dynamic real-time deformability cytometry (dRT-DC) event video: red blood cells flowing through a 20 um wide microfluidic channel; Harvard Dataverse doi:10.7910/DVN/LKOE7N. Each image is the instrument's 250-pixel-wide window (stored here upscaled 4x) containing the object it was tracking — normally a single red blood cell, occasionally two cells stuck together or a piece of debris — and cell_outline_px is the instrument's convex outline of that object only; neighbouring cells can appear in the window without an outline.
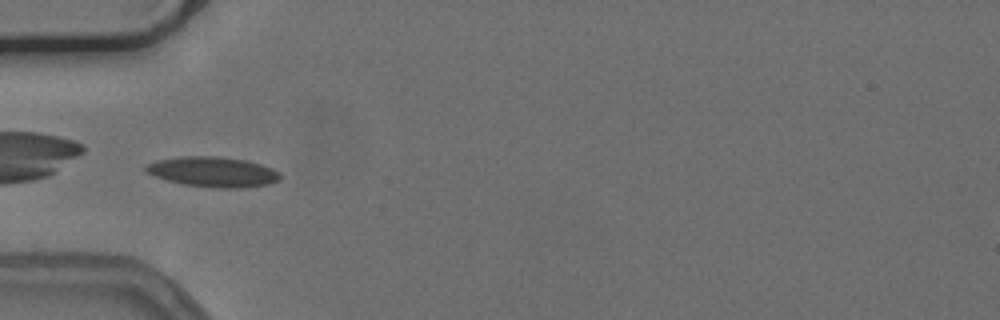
{"species": "common noctule bat (a hibernating species)", "species_latin": "Nyctalus noctula", "temperature_condition": "cold", "stored_images_in_passage": 38, "camera_frame_rate_fps": 3000, "um_per_image_px": 0.085, "animal": {"sex": "female", "body_mass_g": 24.6, "forearm_length_mm": 56.2}, "frame": {"image": 1, "passage_image": 1, "time_ms": 0.0, "image_size_px": [1000, 320], "cell_outline_px": [[280, 180], [268, 184], [240, 188], [220, 188], [184, 184], [168, 180], [156, 176], [148, 172], [144, 168], [148, 164], [156, 160], [180, 156], [220, 156], [248, 160], [272, 168], [280, 172]], "centroid_in_image_um": [18.14, 14.59], "position_along_channel_um": 66.9, "area_um2": 23.52}}
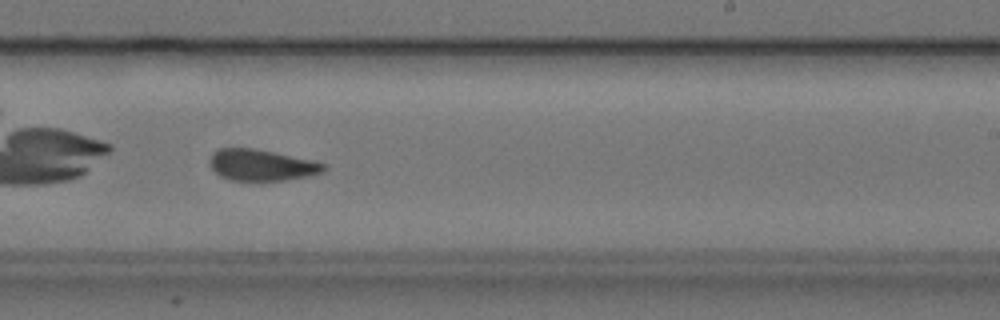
{"frame": {"image": 2, "passage_image": 17, "time_ms": 5.333, "image_size_px": [1000, 320], "cell_outline_px": [[328, 168], [324, 172], [308, 176], [284, 180], [228, 180], [220, 176], [212, 168], [208, 160], [212, 152], [220, 148], [252, 148], [312, 160], [324, 164]], "centroid_in_image_um": [22.21, 14.03], "position_along_channel_um": 266.8, "area_um2": 20.69}}
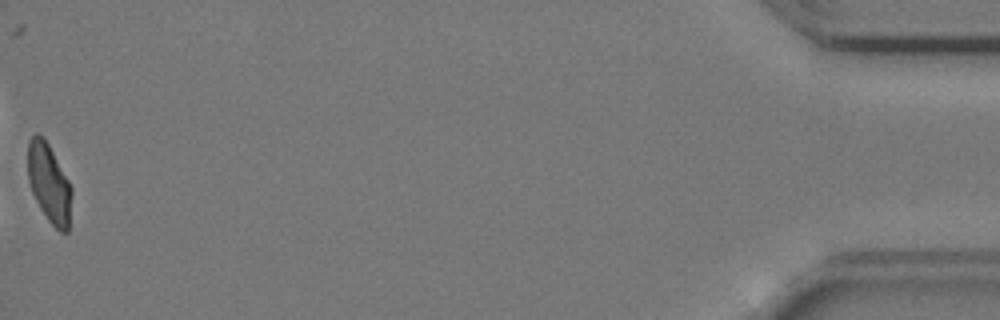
{"frame": {"image": 3, "passage_image": 38, "time_ms": 12.333, "image_size_px": [1000, 320], "cell_outline_px": [[72, 196], [68, 232], [60, 232], [48, 220], [40, 208], [32, 192], [28, 180], [28, 140], [36, 132], [48, 144], [68, 180], [72, 188]], "centroid_in_image_um": [4.17, 15.6], "position_along_channel_um": 431.0, "area_um2": 19.94}, "authors_computed_cell_mechanics": {"area_um2": 21.0392, "velocity_mm_per_s": 3.7546, "shape_relaxation_time_tau1_ms": null, "shape_relaxation_time_tau2_ms": 1.8892, "deformation_change_tau1": null, "deformation_change_tau2": 0.0888}}